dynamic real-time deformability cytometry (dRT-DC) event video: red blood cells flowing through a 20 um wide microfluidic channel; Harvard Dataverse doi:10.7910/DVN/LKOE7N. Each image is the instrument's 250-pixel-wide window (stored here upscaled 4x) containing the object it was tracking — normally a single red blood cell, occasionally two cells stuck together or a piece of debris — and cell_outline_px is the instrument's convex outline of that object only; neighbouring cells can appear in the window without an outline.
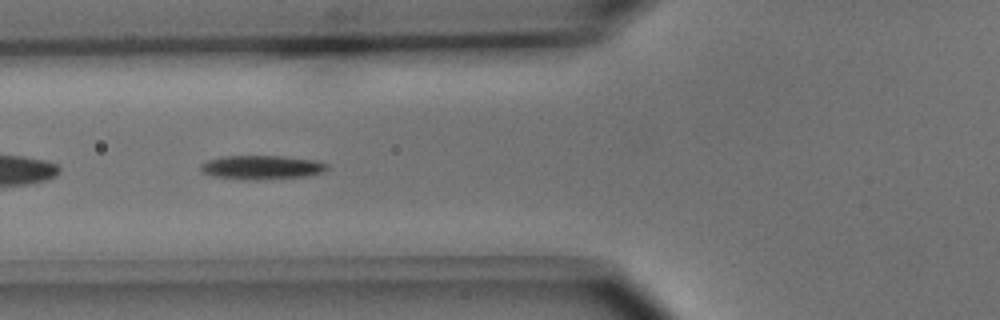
{"species": "common noctule bat (a hibernating species)", "species_latin": "Nyctalus noctula", "temperature_condition": "cold", "stored_images_in_passage": 6, "camera_frame_rate_fps": 3000, "um_per_image_px": 0.085, "animal": {"sex": "male", "body_mass_g": 15.6}, "frame": {"image": 1, "passage_image": 4, "time_ms": 1.0, "image_size_px": [1000, 320], "cell_outline_px": [[328, 168], [324, 172], [304, 176], [256, 180], [212, 176], [204, 172], [200, 168], [200, 164], [208, 160], [224, 156], [280, 156], [316, 160], [328, 164]], "centroid_in_image_um": [22.26, 14.22], "position_along_channel_um": 103.5, "area_um2": 17.46}}